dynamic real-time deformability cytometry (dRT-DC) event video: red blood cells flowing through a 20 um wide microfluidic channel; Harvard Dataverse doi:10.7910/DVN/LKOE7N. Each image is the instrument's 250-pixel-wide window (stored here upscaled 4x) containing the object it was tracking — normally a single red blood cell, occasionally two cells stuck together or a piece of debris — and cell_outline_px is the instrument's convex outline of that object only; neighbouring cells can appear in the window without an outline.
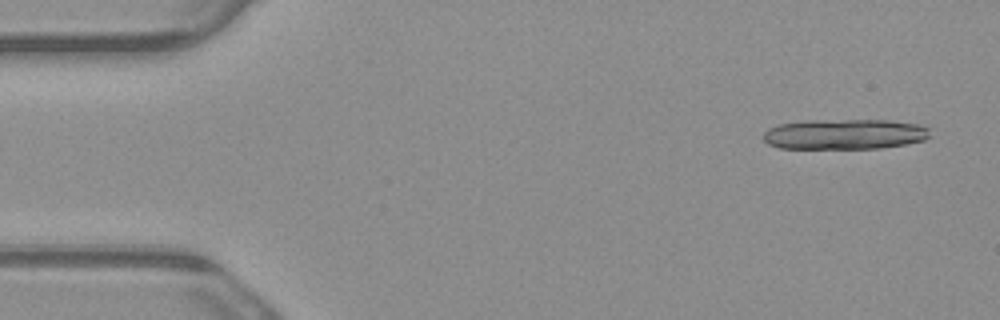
{"species": "common noctule bat (a hibernating species)", "species_latin": "Nyctalus noctula", "temperature_condition": "warm", "stored_images_in_passage": 4, "camera_frame_rate_fps": 3000, "um_per_image_px": 0.085, "animal": {"sex": "male", "body_mass_g": 23.1, "forearm_length_mm": 52.7}, "frame": {"image": 1, "passage_image": 1, "time_ms": 0.0, "image_size_px": [1000, 320], "cell_outline_px": [[928, 136], [924, 140], [904, 144], [880, 148], [780, 148], [768, 144], [764, 140], [764, 132], [768, 128], [776, 124], [804, 120], [888, 120], [920, 124], [928, 128]], "centroid_in_image_um": [71.75, 11.39], "position_along_channel_um": 13.3, "area_um2": 29.48}}